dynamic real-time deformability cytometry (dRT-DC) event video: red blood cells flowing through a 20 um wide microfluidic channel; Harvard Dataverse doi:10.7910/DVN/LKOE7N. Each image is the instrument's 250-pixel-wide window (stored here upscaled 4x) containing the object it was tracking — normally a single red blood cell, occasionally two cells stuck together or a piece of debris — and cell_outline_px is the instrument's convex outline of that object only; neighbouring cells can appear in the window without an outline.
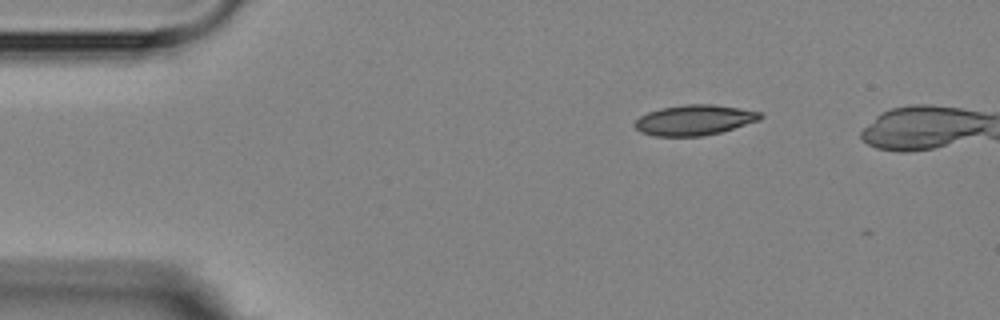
{"species": "Egyptian fruit bat (a non-hibernating species)", "species_latin": "Rousettus aegyptiacus", "temperature_condition": "room temperature", "stored_images_in_passage": 6, "segment_of_instrument_passage": [2, 2], "camera_frame_rate_fps": 3000, "um_per_image_px": 0.085, "animal": {"sex": "female"}, "frame": {"image": 1, "passage_image": 6, "time_ms": 6.333, "image_size_px": [1000, 320], "cell_outline_px": [[764, 116], [760, 120], [720, 132], [700, 136], [656, 136], [640, 132], [632, 124], [640, 116], [648, 112], [660, 108], [684, 104], [712, 104], [740, 108], [760, 112]], "centroid_in_image_um": [59.01, 10.2], "position_along_channel_um": 26.0, "area_um2": 22.2}}